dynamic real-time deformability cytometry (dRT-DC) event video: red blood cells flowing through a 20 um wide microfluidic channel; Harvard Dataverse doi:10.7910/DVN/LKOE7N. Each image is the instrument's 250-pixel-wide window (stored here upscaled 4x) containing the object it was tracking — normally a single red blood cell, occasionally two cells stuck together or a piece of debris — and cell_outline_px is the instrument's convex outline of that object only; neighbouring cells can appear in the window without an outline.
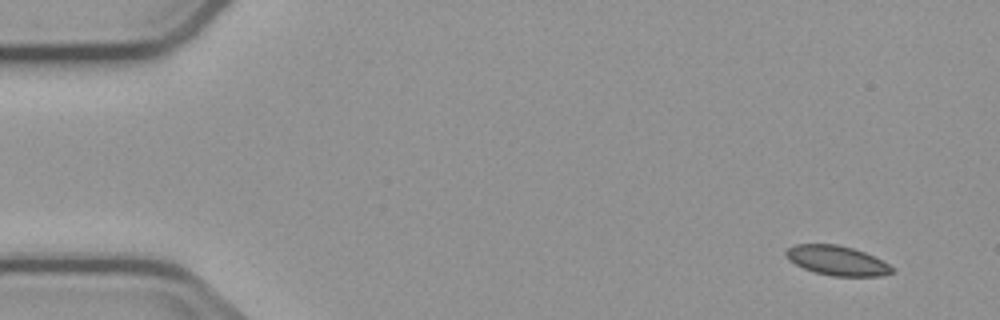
{"species": "common noctule bat (a hibernating species)", "species_latin": "Nyctalus noctula", "temperature_condition": "cold", "stored_images_in_passage": 7, "camera_frame_rate_fps": 3000, "um_per_image_px": 0.085, "animal": {"sex": "male", "body_mass_g": 23.1, "forearm_length_mm": 52.7}, "frame": {"image": 1, "passage_image": 1, "time_ms": 0.0, "image_size_px": [1000, 320], "cell_outline_px": [[896, 272], [880, 276], [832, 276], [816, 272], [804, 268], [788, 260], [784, 252], [788, 248], [796, 244], [836, 244], [852, 248], [864, 252], [888, 264]], "centroid_in_image_um": [71.13, 22.15], "position_along_channel_um": 13.9, "area_um2": 18.09}}
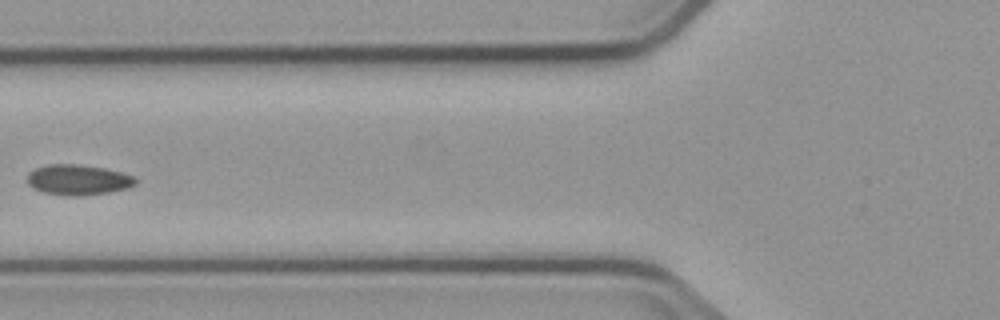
{"frame": {"image": 2, "passage_image": 6, "time_ms": 6.0, "image_size_px": [1000, 320], "cell_outline_px": [[136, 184], [128, 188], [108, 192], [84, 196], [68, 196], [44, 192], [32, 188], [28, 184], [28, 172], [36, 168], [48, 164], [76, 164], [104, 168], [120, 172], [132, 176], [136, 180]], "centroid_in_image_um": [6.61, 15.29], "position_along_channel_um": 119.2, "area_um2": 19.13}}
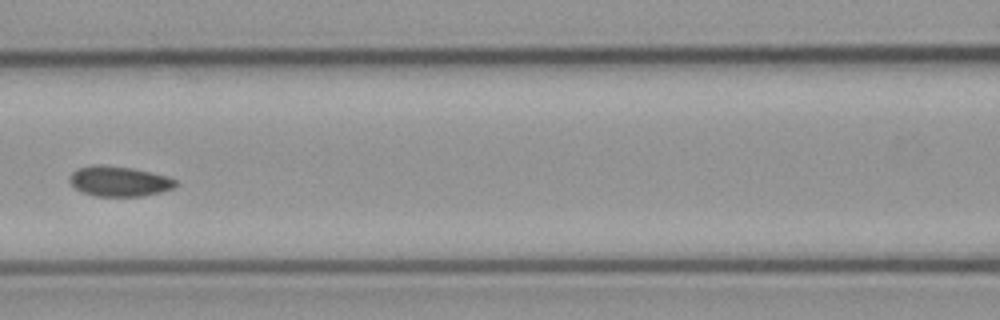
{"frame": {"image": 3, "passage_image": 7, "time_ms": 7.0, "image_size_px": [1000, 320], "cell_outline_px": [[176, 184], [172, 188], [160, 192], [140, 196], [96, 196], [80, 192], [68, 180], [68, 176], [76, 168], [92, 164], [100, 164], [132, 168], [168, 176], [176, 180]], "centroid_in_image_um": [10.06, 15.39], "position_along_channel_um": 156.5, "area_um2": 18.73}}